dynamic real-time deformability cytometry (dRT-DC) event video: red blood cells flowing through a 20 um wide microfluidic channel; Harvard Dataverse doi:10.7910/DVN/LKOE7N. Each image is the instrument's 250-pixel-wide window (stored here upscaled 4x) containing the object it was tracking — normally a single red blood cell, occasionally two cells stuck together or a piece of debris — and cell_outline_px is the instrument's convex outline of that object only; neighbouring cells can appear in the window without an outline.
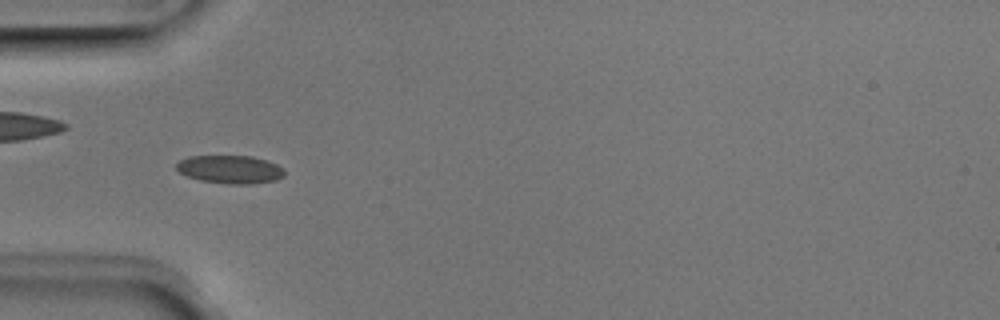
{"species": "Egyptian fruit bat (a non-hibernating species)", "species_latin": "Rousettus aegyptiacus", "temperature_condition": "room temperature", "stored_images_in_passage": 51, "camera_frame_rate_fps": 3000, "um_per_image_px": 0.085, "animal": {"sex": "male"}, "frame": {"image": 1, "passage_image": 16, "time_ms": 5.0, "image_size_px": [1000, 320], "cell_outline_px": [[284, 176], [276, 180], [252, 184], [228, 184], [200, 180], [188, 176], [180, 172], [176, 168], [176, 164], [180, 160], [188, 156], [252, 156], [268, 160], [284, 168]], "centroid_in_image_um": [19.59, 14.39], "position_along_channel_um": 65.4, "area_um2": 17.8}}
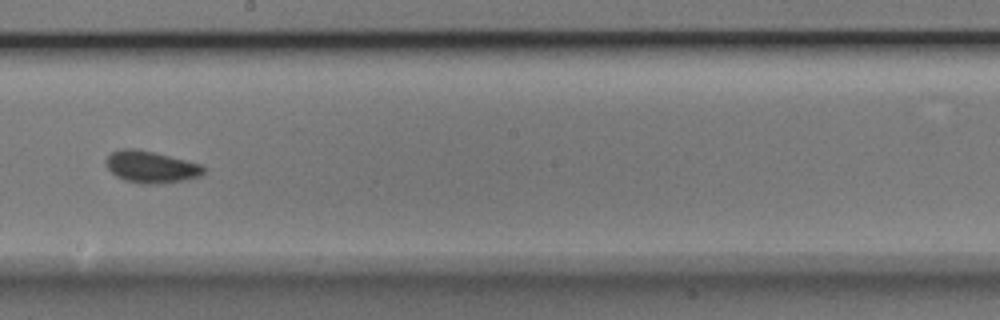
{"frame": {"image": 2, "passage_image": 29, "time_ms": 9.333, "image_size_px": [1000, 320], "cell_outline_px": [[208, 168], [200, 176], [184, 180], [156, 184], [140, 184], [124, 180], [116, 176], [108, 168], [108, 156], [112, 152], [120, 148], [136, 148], [156, 152], [200, 164]], "centroid_in_image_um": [12.86, 14.18], "position_along_channel_um": 235.3, "area_um2": 18.15}}
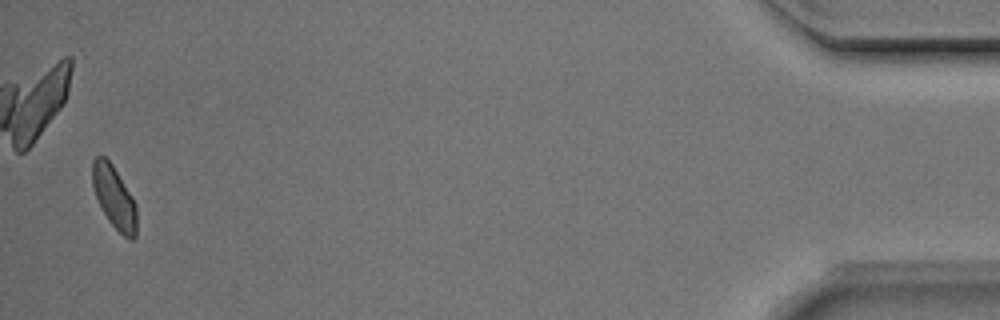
{"frame": {"image": 3, "passage_image": 50, "time_ms": 16.333, "image_size_px": [1000, 320], "cell_outline_px": [[136, 236], [132, 240], [124, 236], [108, 220], [96, 196], [92, 184], [92, 160], [96, 156], [104, 156], [112, 164], [132, 196], [136, 204]], "centroid_in_image_um": [9.7, 16.75], "position_along_channel_um": 425.5, "area_um2": 15.9}, "authors_computed_cell_mechanics": {"area_um2": 17.4556, "velocity_mm_per_s": 3.9399, "shape_relaxation_time_tau1_ms": 3.7127, "shape_relaxation_time_tau2_ms": 1.0151, "deformation_change_tau1": 0.0628, "deformation_change_tau2": 0.0542}}